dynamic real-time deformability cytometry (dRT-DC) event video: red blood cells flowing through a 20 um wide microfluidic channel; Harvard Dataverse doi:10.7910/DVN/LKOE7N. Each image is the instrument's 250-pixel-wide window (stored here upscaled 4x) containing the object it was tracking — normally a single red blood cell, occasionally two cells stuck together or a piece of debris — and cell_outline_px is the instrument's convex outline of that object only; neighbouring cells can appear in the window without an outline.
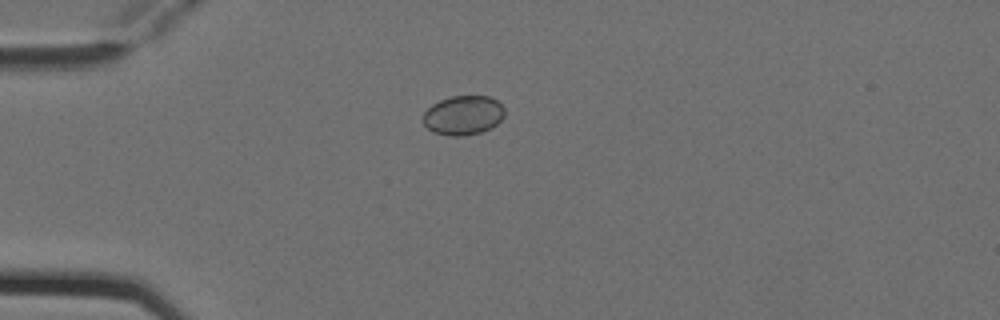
{"species": "Egyptian fruit bat (a non-hibernating species)", "species_latin": "Rousettus aegyptiacus", "temperature_condition": "cold", "stored_images_in_passage": 2, "camera_frame_rate_fps": 3000, "um_per_image_px": 0.085, "animal": {"sex": "female"}, "frame": {"image": 1, "passage_image": 1, "time_ms": 0.0, "image_size_px": [1000, 320], "cell_outline_px": [[504, 116], [492, 128], [480, 132], [464, 136], [448, 136], [432, 132], [420, 120], [424, 112], [432, 104], [440, 100], [452, 96], [488, 96], [496, 100], [504, 108]], "centroid_in_image_um": [39.34, 9.81], "position_along_channel_um": 45.7, "area_um2": 18.84}}